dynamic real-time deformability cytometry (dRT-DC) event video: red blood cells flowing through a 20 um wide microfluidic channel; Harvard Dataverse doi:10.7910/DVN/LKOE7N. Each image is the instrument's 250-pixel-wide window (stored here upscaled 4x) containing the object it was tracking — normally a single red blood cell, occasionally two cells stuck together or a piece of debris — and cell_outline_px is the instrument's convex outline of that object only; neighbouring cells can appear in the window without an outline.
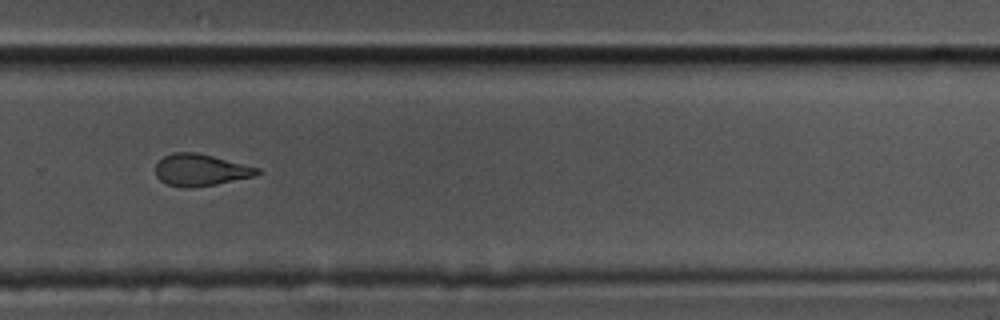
{"species": "common noctule bat (a hibernating species)", "species_latin": "Nyctalus noctula", "temperature_condition": "cold", "stored_images_in_passage": 45, "camera_frame_rate_fps": 3000, "um_per_image_px": 0.085, "animal": {"sex": "male", "body_mass_g": 17.5, "forearm_length_mm": 52.3}, "frame": {"image": 1, "passage_image": 26, "time_ms": 8.333, "image_size_px": [1000, 320], "cell_outline_px": [[260, 172], [256, 176], [216, 184], [192, 188], [188, 188], [168, 184], [160, 180], [156, 176], [156, 164], [164, 156], [172, 152], [196, 152], [260, 168]], "centroid_in_image_um": [17.05, 14.45], "position_along_channel_um": 312.8, "area_um2": 18.79}}
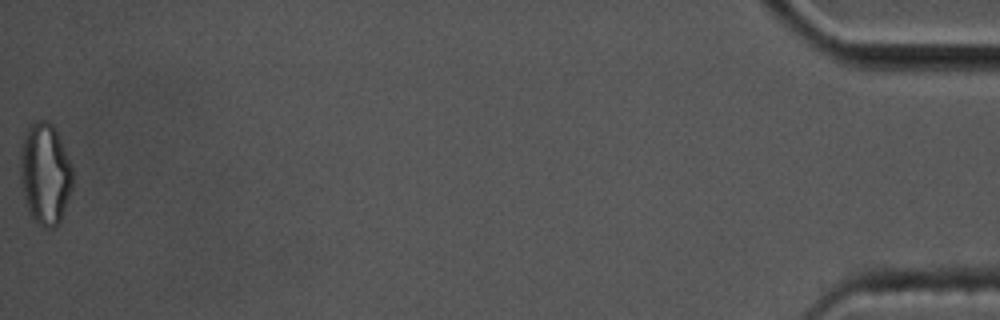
{"frame": {"image": 2, "passage_image": 45, "time_ms": 14.667, "image_size_px": [1000, 320], "cell_outline_px": [[72, 188], [60, 220], [52, 228], [44, 228], [28, 212], [24, 200], [20, 184], [20, 152], [24, 136], [28, 128], [36, 120], [48, 120], [52, 124], [72, 164]], "centroid_in_image_um": [3.81, 14.77], "position_along_channel_um": 431.4, "area_um2": 30.87}, "authors_computed_cell_mechanics": {"area_um2": 20.2878, "velocity_mm_per_s": 3.4453, "shape_relaxation_time_tau1_ms": 4.6502, "shape_relaxation_time_tau2_ms": 4.4728, "deformation_change_tau1": 0.1494, "deformation_change_tau2": 0.1299}}